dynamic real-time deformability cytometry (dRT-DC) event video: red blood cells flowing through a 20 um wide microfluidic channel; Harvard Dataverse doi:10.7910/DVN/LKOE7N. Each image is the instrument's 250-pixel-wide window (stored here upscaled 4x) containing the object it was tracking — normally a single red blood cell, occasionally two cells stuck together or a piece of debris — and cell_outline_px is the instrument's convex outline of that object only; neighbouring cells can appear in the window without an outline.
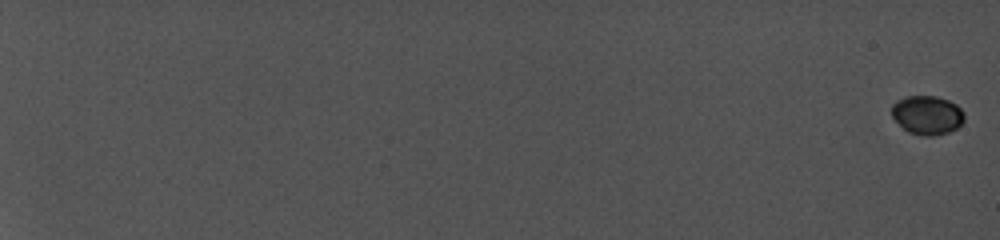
{"species": "common noctule bat (a hibernating species)", "species_latin": "Nyctalus noctula", "temperature_condition": "cold", "stored_images_in_passage": 29, "camera_frame_rate_fps": 5000, "um_per_image_px": 0.085, "animal": {"sex": "female", "body_mass_g": 19.0, "forearm_length_mm": 56.7}, "frame": {"image": 1, "passage_image": 1, "time_ms": 0.0, "image_size_px": [1000, 240], "cell_outline_px": [[964, 120], [956, 128], [948, 132], [936, 136], [924, 136], [908, 132], [892, 116], [892, 104], [896, 100], [908, 96], [936, 96], [948, 100], [956, 104], [964, 112]], "centroid_in_image_um": [78.82, 9.78], "position_along_channel_um": 6.2, "area_um2": 16.42}}
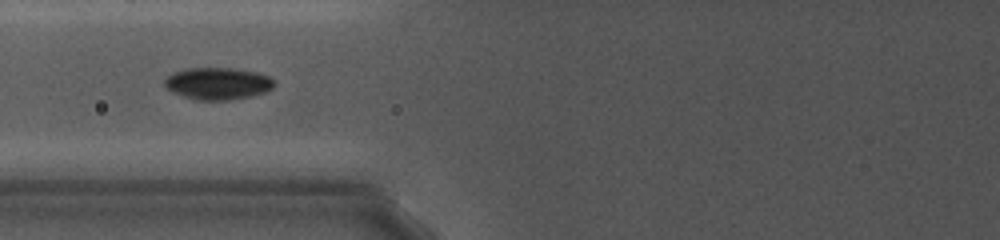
{"frame": {"image": 2, "passage_image": 21, "time_ms": 10.6, "image_size_px": [1000, 240], "cell_outline_px": [[276, 84], [268, 92], [252, 96], [228, 100], [196, 100], [184, 96], [168, 88], [164, 84], [164, 76], [172, 72], [184, 68], [236, 68], [256, 72], [268, 76], [276, 80]], "centroid_in_image_um": [18.54, 7.08], "position_along_channel_um": 107.3, "area_um2": 20.75}}
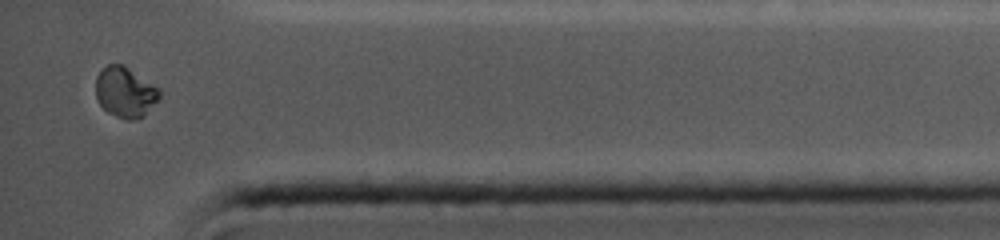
{"frame": {"image": 3, "passage_image": 29, "time_ms": 18.8, "image_size_px": [1000, 240], "cell_outline_px": [[160, 96], [144, 116], [132, 120], [124, 120], [108, 112], [100, 104], [96, 96], [96, 76], [108, 64], [124, 64], [152, 84], [160, 92]], "centroid_in_image_um": [10.62, 7.84], "position_along_channel_um": 424.6, "area_um2": 18.44}, "authors_computed_cell_mechanics": {"area_um2": 16.9932, "velocity_mm_per_s": 3.8914, "shape_relaxation_time_tau1_ms": 5.4428, "shape_relaxation_time_tau2_ms": null, "deformation_change_tau1": 0.1339, "deformation_change_tau2": null}}